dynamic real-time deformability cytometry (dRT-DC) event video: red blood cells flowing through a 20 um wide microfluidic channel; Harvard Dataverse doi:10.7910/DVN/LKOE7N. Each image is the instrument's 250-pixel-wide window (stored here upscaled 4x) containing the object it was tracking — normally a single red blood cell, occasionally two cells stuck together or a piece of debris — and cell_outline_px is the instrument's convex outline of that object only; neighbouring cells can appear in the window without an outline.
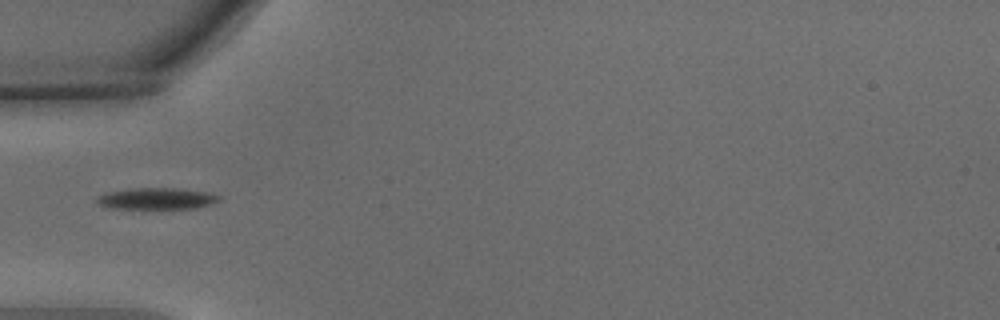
{"species": "common noctule bat (a hibernating species)", "species_latin": "Nyctalus noctula", "temperature_condition": "warm", "stored_images_in_passage": 38, "camera_frame_rate_fps": 3000, "um_per_image_px": 0.085, "animal": {"sex": "male", "body_mass_g": 15.6}, "frame": {"image": 1, "passage_image": 1, "time_ms": 0.0, "image_size_px": [1000, 320], "cell_outline_px": [[220, 200], [196, 208], [108, 208], [100, 204], [96, 200], [96, 196], [104, 192], [128, 188], [176, 188], [208, 192], [220, 196]], "centroid_in_image_um": [13.25, 16.86], "position_along_channel_um": 71.7, "area_um2": 15.26}}
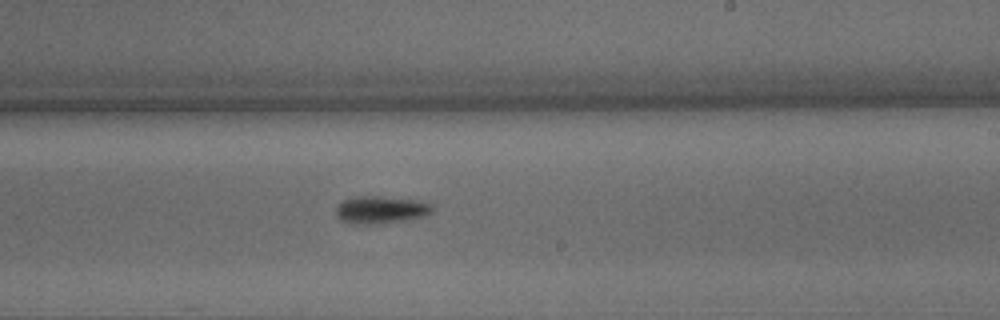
{"frame": {"image": 2, "passage_image": 16, "time_ms": 5.0, "image_size_px": [1000, 320], "cell_outline_px": [[432, 212], [428, 216], [372, 224], [352, 224], [340, 220], [336, 216], [336, 208], [344, 200], [352, 196], [376, 196], [420, 200], [432, 204]], "centroid_in_image_um": [32.36, 17.82], "position_along_channel_um": 256.6, "area_um2": 15.43}}
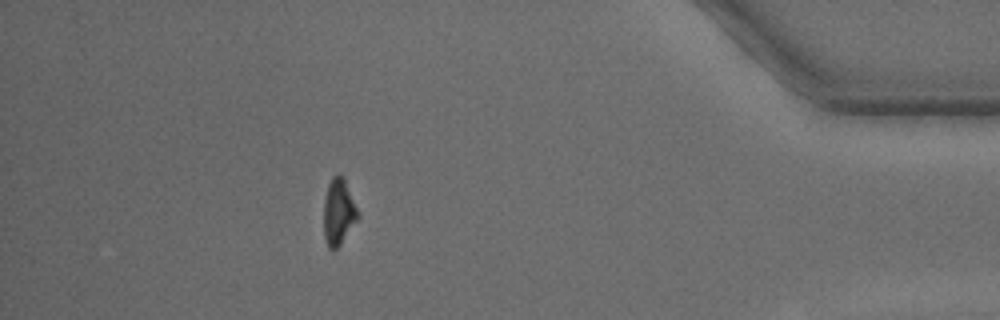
{"frame": {"image": 3, "passage_image": 32, "time_ms": 10.333, "image_size_px": [1000, 320], "cell_outline_px": [[360, 216], [340, 244], [332, 252], [328, 248], [324, 236], [324, 200], [328, 184], [332, 176], [336, 172], [340, 172], [360, 212]], "centroid_in_image_um": [28.78, 18.0], "position_along_channel_um": 406.4, "area_um2": 13.29}, "authors_computed_cell_mechanics": {"area_um2": 14.1899, "velocity_mm_per_s": 3.6838, "shape_relaxation_time_tau1_ms": 1.8463, "shape_relaxation_time_tau2_ms": null, "deformation_change_tau1": 0.1133, "deformation_change_tau2": null}}